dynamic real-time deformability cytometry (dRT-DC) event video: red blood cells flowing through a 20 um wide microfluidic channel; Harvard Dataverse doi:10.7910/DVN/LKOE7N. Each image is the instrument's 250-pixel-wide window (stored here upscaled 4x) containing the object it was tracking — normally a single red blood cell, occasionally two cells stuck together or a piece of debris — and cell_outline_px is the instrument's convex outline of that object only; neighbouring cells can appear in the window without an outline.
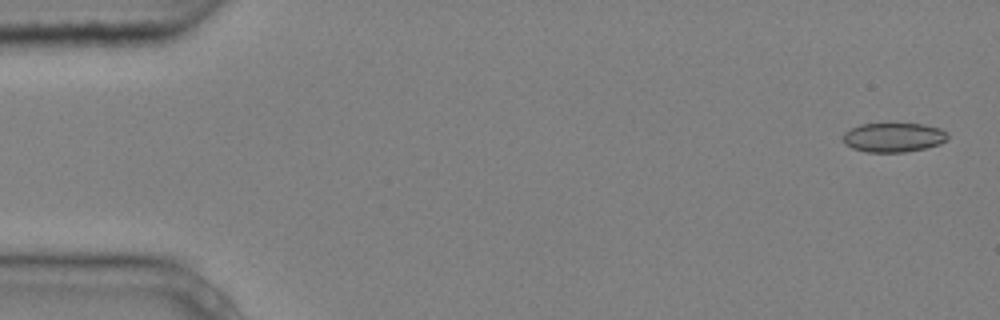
{"species": "common noctule bat (a hibernating species)", "species_latin": "Nyctalus noctula", "temperature_condition": "cold", "stored_images_in_passage": 5, "camera_frame_rate_fps": 3000, "um_per_image_px": 0.085, "animal": {"sex": "male", "body_mass_g": 20.4}, "frame": {"image": 1, "passage_image": 1, "time_ms": 0.0, "image_size_px": [1000, 320], "cell_outline_px": [[948, 136], [940, 144], [924, 148], [904, 152], [868, 152], [852, 148], [844, 144], [844, 132], [860, 124], [888, 120], [924, 124], [940, 128], [948, 132]], "centroid_in_image_um": [75.94, 11.61], "position_along_channel_um": 9.1, "area_um2": 18.67}}
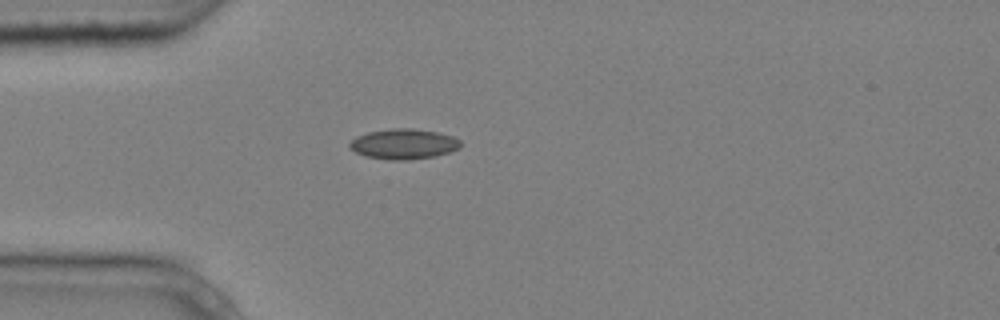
{"frame": {"image": 2, "passage_image": 4, "time_ms": 1.0, "image_size_px": [1000, 320], "cell_outline_px": [[460, 148], [436, 156], [408, 160], [388, 160], [364, 156], [348, 148], [348, 144], [356, 136], [368, 132], [392, 128], [412, 128], [436, 132], [452, 136], [460, 140]], "centroid_in_image_um": [34.28, 12.24], "position_along_channel_um": 50.7, "area_um2": 19.65}}